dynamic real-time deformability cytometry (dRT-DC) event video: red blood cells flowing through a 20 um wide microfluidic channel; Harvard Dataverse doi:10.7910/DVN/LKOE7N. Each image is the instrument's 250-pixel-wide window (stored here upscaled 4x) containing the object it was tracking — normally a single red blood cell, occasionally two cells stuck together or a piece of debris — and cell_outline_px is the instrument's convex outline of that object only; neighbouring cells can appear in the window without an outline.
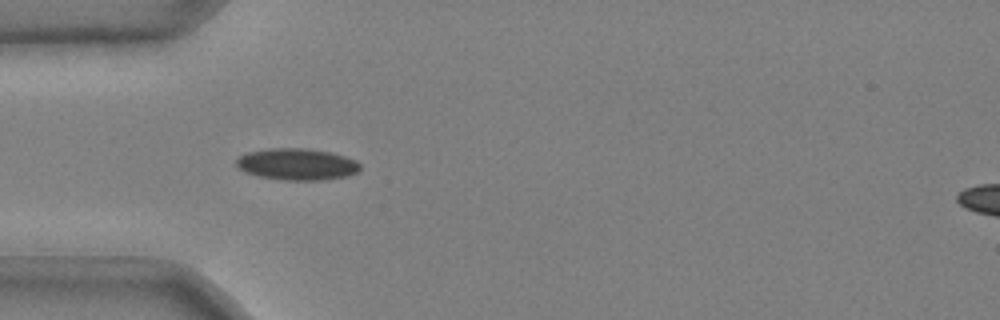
{"species": "common noctule bat (a hibernating species)", "species_latin": "Nyctalus noctula", "temperature_condition": "cold", "stored_images_in_passage": 37, "camera_frame_rate_fps": 3000, "um_per_image_px": 0.085, "animal": {"sex": "male", "body_mass_g": 20.4}, "frame": {"image": 1, "passage_image": 1, "time_ms": 0.0, "image_size_px": [1000, 320], "cell_outline_px": [[360, 168], [356, 172], [348, 176], [324, 180], [284, 180], [260, 176], [244, 172], [236, 168], [236, 160], [244, 152], [268, 148], [304, 148], [328, 152], [344, 156], [356, 160], [360, 164]], "centroid_in_image_um": [25.2, 13.96], "position_along_channel_um": 59.8, "area_um2": 22.95}}
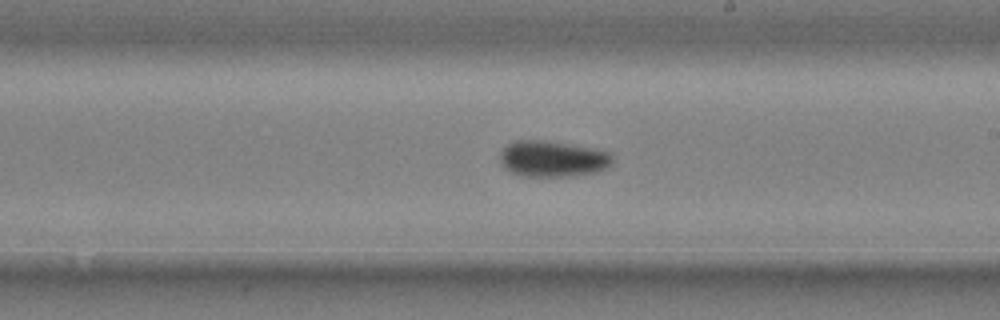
{"frame": {"image": 2, "passage_image": 16, "time_ms": 5.0, "image_size_px": [1000, 320], "cell_outline_px": [[612, 164], [608, 168], [596, 172], [572, 176], [524, 176], [512, 172], [504, 168], [500, 164], [500, 152], [508, 144], [516, 140], [540, 140], [592, 148], [612, 152]], "centroid_in_image_um": [46.98, 13.51], "position_along_channel_um": 242.0, "area_um2": 23.64}}
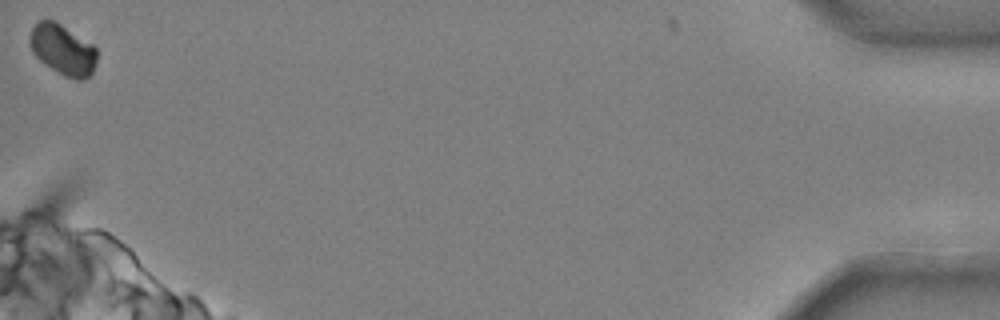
{"frame": {"image": 3, "passage_image": 37, "time_ms": 12.0, "image_size_px": [1000, 320], "cell_outline_px": [[96, 64], [92, 72], [88, 76], [80, 80], [76, 80], [64, 76], [44, 64], [32, 52], [28, 40], [28, 36], [32, 28], [40, 20], [56, 20], [92, 44], [96, 48]], "centroid_in_image_um": [5.31, 4.21], "position_along_channel_um": 429.9, "area_um2": 19.88}}